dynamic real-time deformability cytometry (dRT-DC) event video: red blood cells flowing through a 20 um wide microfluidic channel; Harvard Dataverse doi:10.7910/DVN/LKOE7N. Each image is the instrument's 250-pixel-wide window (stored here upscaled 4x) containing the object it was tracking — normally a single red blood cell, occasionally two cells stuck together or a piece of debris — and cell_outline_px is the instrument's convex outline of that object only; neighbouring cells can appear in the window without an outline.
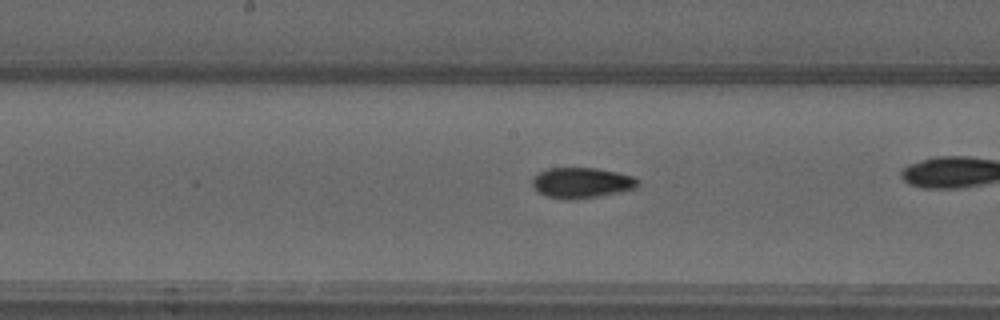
{"species": "common noctule bat (a hibernating species)", "species_latin": "Nyctalus noctula", "temperature_condition": "warm", "stored_images_in_passage": 31, "camera_frame_rate_fps": 3000, "um_per_image_px": 0.085, "animal": {"sex": "male", "forearm_length_mm": 52.5}, "frame": {"image": 1, "passage_image": 18, "time_ms": 5.667, "image_size_px": [1000, 320], "cell_outline_px": [[640, 184], [636, 188], [620, 192], [600, 196], [576, 200], [564, 200], [544, 196], [536, 192], [532, 184], [532, 176], [548, 168], [596, 168], [636, 176], [640, 180]], "centroid_in_image_um": [49.44, 15.55], "position_along_channel_um": 198.8, "area_um2": 19.31}}
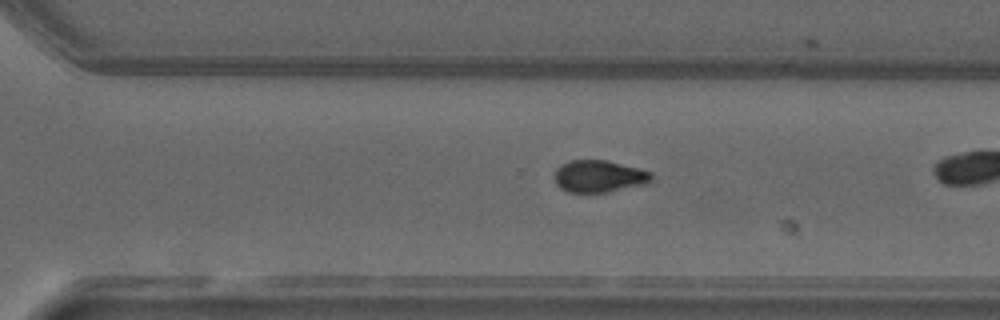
{"frame": {"image": 2, "passage_image": 27, "time_ms": 8.667, "image_size_px": [1000, 320], "cell_outline_px": [[652, 180], [648, 184], [604, 192], [568, 192], [560, 188], [556, 184], [556, 168], [560, 164], [568, 160], [604, 160], [652, 172]], "centroid_in_image_um": [50.91, 14.98], "position_along_channel_um": 319.7, "area_um2": 17.98}}